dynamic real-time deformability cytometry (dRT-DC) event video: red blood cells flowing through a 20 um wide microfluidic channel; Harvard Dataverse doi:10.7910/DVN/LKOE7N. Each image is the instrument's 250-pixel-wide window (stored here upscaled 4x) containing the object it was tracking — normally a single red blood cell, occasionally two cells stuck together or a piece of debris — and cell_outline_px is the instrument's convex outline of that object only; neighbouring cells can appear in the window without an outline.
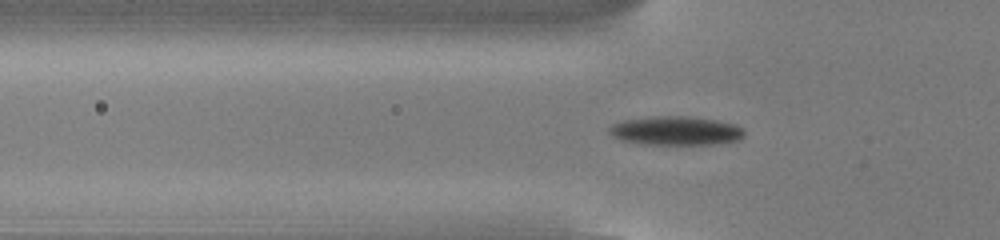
{"species": "common noctule bat (a hibernating species)", "species_latin": "Nyctalus noctula", "temperature_condition": "cold", "stored_images_in_passage": 53, "camera_frame_rate_fps": 3000, "um_per_image_px": 0.085, "animal": {"sex": "male", "body_mass_g": 13.0, "forearm_length_mm": 53.1}, "frame": {"image": 1, "passage_image": 17, "time_ms": 5.333, "image_size_px": [1000, 240], "cell_outline_px": [[744, 136], [740, 140], [716, 144], [636, 144], [620, 140], [612, 136], [608, 132], [608, 128], [612, 124], [624, 120], [656, 116], [684, 116], [716, 120], [736, 124], [744, 128]], "centroid_in_image_um": [57.44, 11.12], "position_along_channel_um": 68.4, "area_um2": 22.95}}
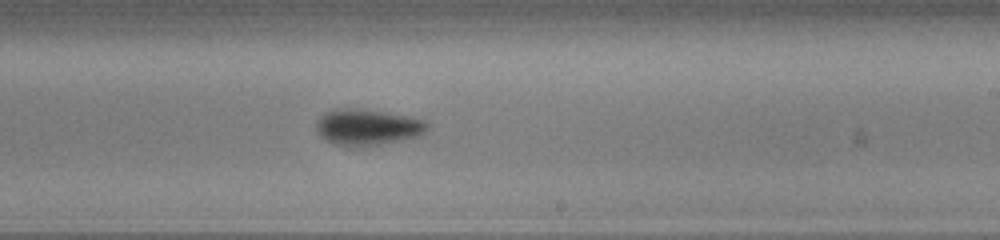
{"frame": {"image": 2, "passage_image": 32, "time_ms": 10.333, "image_size_px": [1000, 240], "cell_outline_px": [[428, 128], [420, 136], [364, 148], [348, 148], [336, 144], [320, 136], [316, 132], [316, 124], [320, 116], [324, 112], [332, 108], [356, 108], [384, 112], [424, 120], [428, 124]], "centroid_in_image_um": [31.18, 10.83], "position_along_channel_um": 257.8, "area_um2": 23.76}}
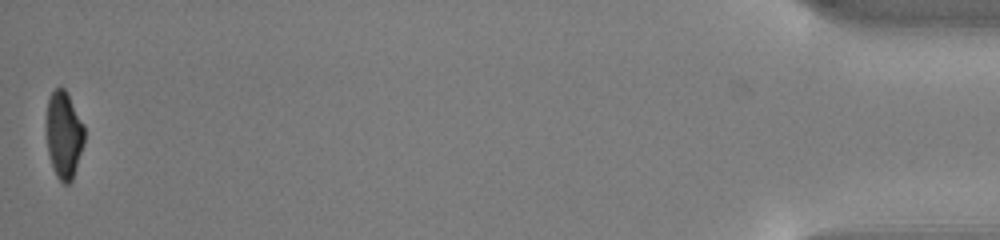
{"frame": {"image": 3, "passage_image": 53, "time_ms": 17.333, "image_size_px": [1000, 240], "cell_outline_px": [[84, 144], [72, 180], [68, 184], [64, 184], [56, 176], [52, 168], [48, 152], [48, 100], [52, 92], [56, 88], [64, 88], [84, 124]], "centroid_in_image_um": [5.46, 11.51], "position_along_channel_um": 429.7, "area_um2": 18.84}, "authors_computed_cell_mechanics": {"area_um2": 21.2704, "velocity_mm_per_s": 3.8088, "shape_relaxation_time_tau1_ms": 2.0435, "shape_relaxation_time_tau2_ms": 4.1958, "deformation_change_tau1": 0.1612, "deformation_change_tau2": 0.0914}}